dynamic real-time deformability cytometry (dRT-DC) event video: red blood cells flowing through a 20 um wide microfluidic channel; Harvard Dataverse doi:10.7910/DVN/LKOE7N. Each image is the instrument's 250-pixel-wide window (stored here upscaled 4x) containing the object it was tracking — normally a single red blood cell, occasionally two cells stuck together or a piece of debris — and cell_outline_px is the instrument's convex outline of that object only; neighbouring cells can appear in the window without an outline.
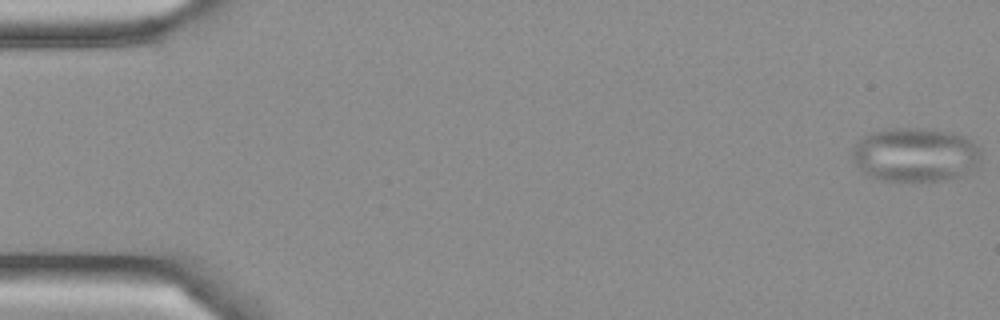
{"species": "Egyptian fruit bat (a non-hibernating species)", "species_latin": "Rousettus aegyptiacus", "temperature_condition": "cold", "stored_images_in_passage": 5, "camera_frame_rate_fps": 3000, "um_per_image_px": 0.085, "frame": {"image": 1, "passage_image": 1, "time_ms": 0.0, "image_size_px": [1000, 320], "cell_outline_px": [[980, 168], [972, 172], [960, 176], [940, 180], [880, 180], [864, 172], [852, 160], [852, 148], [864, 136], [872, 132], [888, 128], [932, 128], [952, 132], [968, 136], [980, 148]], "centroid_in_image_um": [77.87, 13.13], "position_along_channel_um": 7.1, "area_um2": 41.04}}